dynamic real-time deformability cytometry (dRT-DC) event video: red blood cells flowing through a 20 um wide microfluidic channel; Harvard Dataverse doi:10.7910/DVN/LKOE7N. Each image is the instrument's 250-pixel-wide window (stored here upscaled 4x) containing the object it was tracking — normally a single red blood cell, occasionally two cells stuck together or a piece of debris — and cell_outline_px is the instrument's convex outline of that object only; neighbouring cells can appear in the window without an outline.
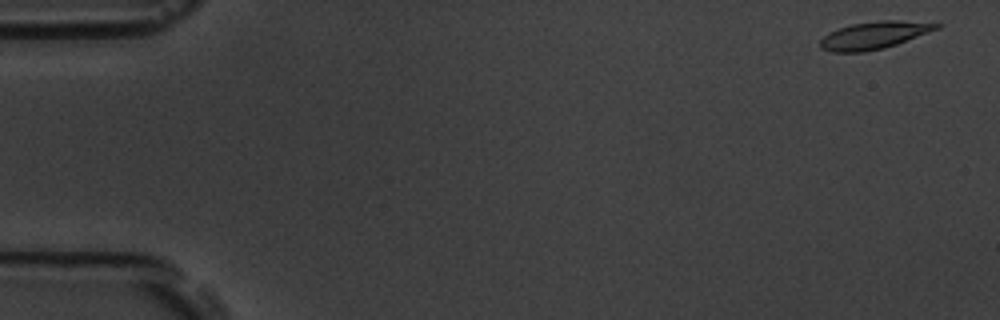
{"species": "common noctule bat (a hibernating species)", "species_latin": "Nyctalus noctula", "temperature_condition": "room temperature", "stored_images_in_passage": 53, "camera_frame_rate_fps": 3000, "um_per_image_px": 0.085, "animal": {"sex": "male", "body_mass_g": 19.5, "forearm_length_mm": 54.6}, "frame": {"image": 1, "passage_image": 1, "time_ms": 0.0, "image_size_px": [1000, 320], "cell_outline_px": [[944, 24], [940, 28], [896, 44], [884, 48], [864, 52], [832, 52], [820, 48], [820, 40], [828, 32], [836, 28], [852, 24], [884, 20], [896, 20]], "centroid_in_image_um": [74.27, 3.0], "position_along_channel_um": 10.7, "area_um2": 18.5}}
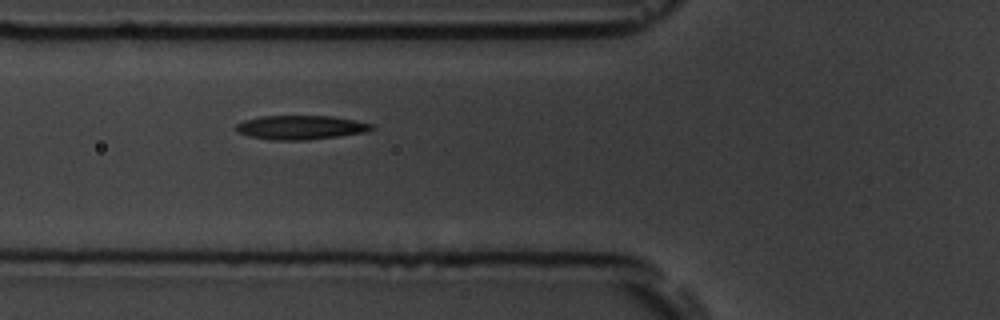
{"frame": {"image": 2, "passage_image": 19, "time_ms": 6.0, "image_size_px": [1000, 320], "cell_outline_px": [[376, 128], [368, 132], [308, 140], [272, 140], [248, 136], [236, 132], [236, 124], [244, 120], [260, 116], [332, 116], [356, 120], [372, 124]], "centroid_in_image_um": [25.57, 10.83], "position_along_channel_um": 100.2, "area_um2": 19.19}}
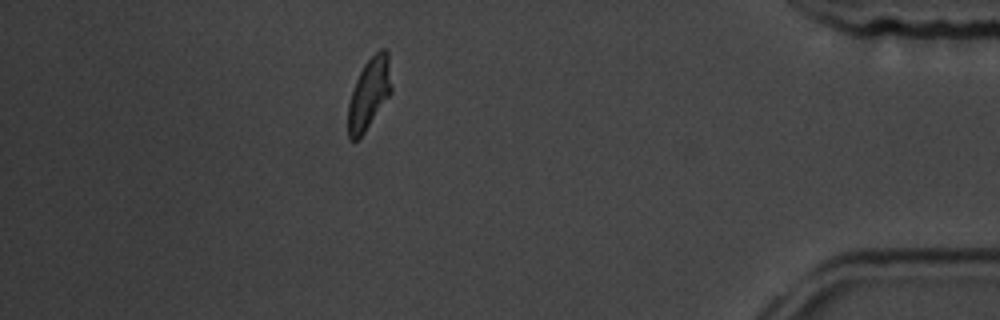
{"frame": {"image": 3, "passage_image": 47, "time_ms": 15.333, "image_size_px": [1000, 320], "cell_outline_px": [[392, 92], [364, 132], [356, 140], [348, 140], [348, 104], [356, 80], [364, 64], [380, 48], [384, 48], [388, 52], [392, 88]], "centroid_in_image_um": [31.38, 7.94], "position_along_channel_um": 403.8, "area_um2": 17.8}, "authors_computed_cell_mechanics": {"area_um2": 18.5538, "velocity_mm_per_s": 3.7452, "shape_relaxation_time_tau1_ms": 2.4297, "shape_relaxation_time_tau2_ms": 4.4469, "deformation_change_tau1": 0.1627, "deformation_change_tau2": 0.1256}}